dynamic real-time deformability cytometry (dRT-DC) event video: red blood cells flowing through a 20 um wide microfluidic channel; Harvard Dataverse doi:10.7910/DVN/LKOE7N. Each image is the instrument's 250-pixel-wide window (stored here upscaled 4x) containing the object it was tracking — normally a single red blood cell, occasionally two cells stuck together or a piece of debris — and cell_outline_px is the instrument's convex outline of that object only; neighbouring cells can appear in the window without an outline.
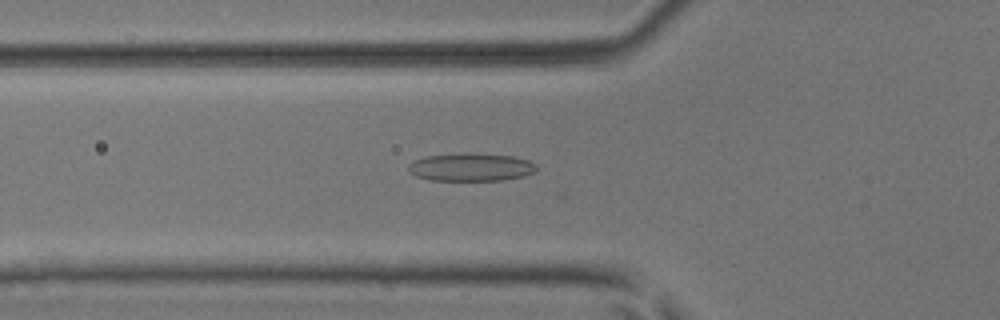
{"species": "common noctule bat (a hibernating species)", "species_latin": "Nyctalus noctula", "temperature_condition": "room temperature", "stored_images_in_passage": 39, "camera_frame_rate_fps": 3000, "um_per_image_px": 0.085, "animal": {"sex": "male", "body_mass_g": 17.9, "forearm_length_mm": 54.2}, "frame": {"image": 1, "passage_image": 7, "time_ms": 2.0, "image_size_px": [1000, 320], "cell_outline_px": [[536, 168], [532, 172], [524, 176], [504, 180], [432, 180], [416, 176], [408, 172], [408, 164], [412, 160], [428, 156], [472, 152], [512, 156], [528, 160], [536, 164]], "centroid_in_image_um": [40.0, 14.2], "position_along_channel_um": 85.8, "area_um2": 20.92}}
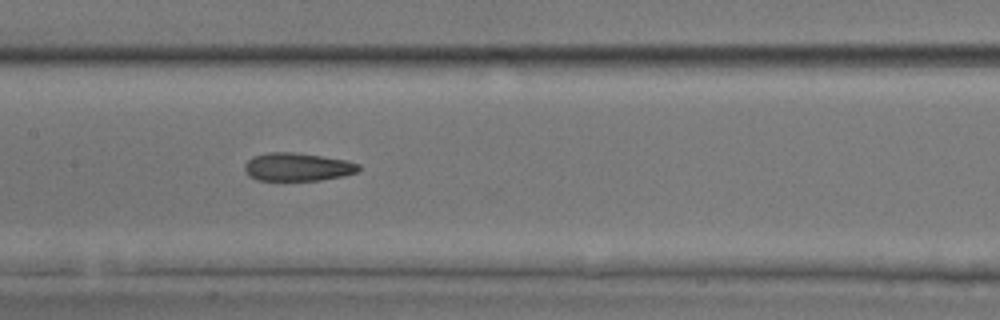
{"frame": {"image": 2, "passage_image": 14, "time_ms": 4.333, "image_size_px": [1000, 320], "cell_outline_px": [[360, 168], [356, 172], [344, 176], [320, 180], [256, 180], [248, 176], [244, 168], [244, 164], [252, 156], [268, 152], [296, 152], [348, 160], [360, 164]], "centroid_in_image_um": [25.28, 14.18], "position_along_channel_um": 182.1, "area_um2": 18.9}}
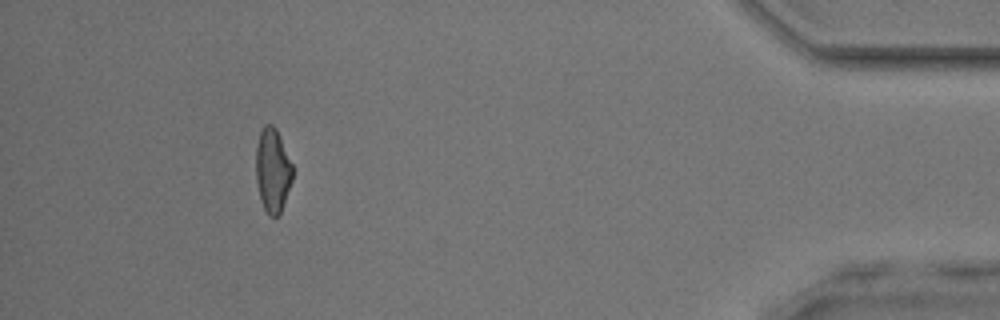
{"frame": {"image": 3, "passage_image": 35, "time_ms": 11.333, "image_size_px": [1000, 320], "cell_outline_px": [[292, 180], [280, 212], [276, 216], [268, 216], [260, 200], [256, 180], [256, 148], [260, 132], [264, 124], [272, 124], [276, 128], [292, 164]], "centroid_in_image_um": [23.15, 14.47], "position_along_channel_um": 412.0, "area_um2": 17.74}, "authors_computed_cell_mechanics": {"area_um2": 18.785, "velocity_mm_per_s": 4.1111, "shape_relaxation_time_tau1_ms": 5.7257, "shape_relaxation_time_tau2_ms": 3.8148, "deformation_change_tau1": 0.1753, "deformation_change_tau2": 0.1457}}